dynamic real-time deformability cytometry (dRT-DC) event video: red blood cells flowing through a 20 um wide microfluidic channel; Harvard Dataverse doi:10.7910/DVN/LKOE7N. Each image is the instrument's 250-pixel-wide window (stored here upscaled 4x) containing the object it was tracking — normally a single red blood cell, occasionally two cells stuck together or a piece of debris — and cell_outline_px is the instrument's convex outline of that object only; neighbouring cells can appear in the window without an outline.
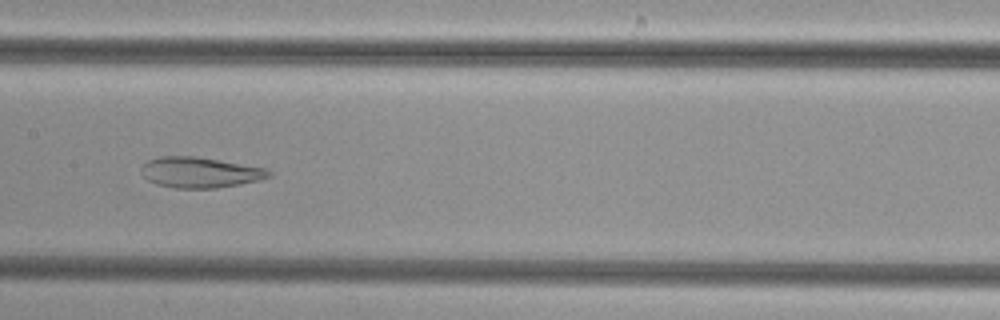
{"species": "common noctule bat (a hibernating species)", "species_latin": "Nyctalus noctula", "temperature_condition": "cold", "stored_images_in_passage": 44, "camera_frame_rate_fps": 3000, "um_per_image_px": 0.085, "animal": {"sex": "female", "body_mass_g": 29.2, "forearm_length_mm": 56.3}, "frame": {"image": 1, "passage_image": 25, "time_ms": 8.0, "image_size_px": [1000, 320], "cell_outline_px": [[272, 176], [260, 180], [216, 188], [176, 188], [156, 184], [148, 180], [144, 176], [140, 168], [148, 160], [160, 156], [196, 156], [264, 168], [272, 172]], "centroid_in_image_um": [16.98, 14.65], "position_along_channel_um": 190.4, "area_um2": 22.6}}
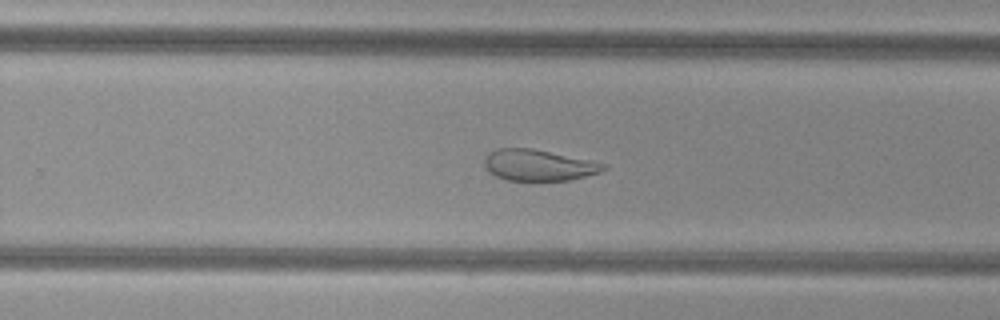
{"frame": {"image": 2, "passage_image": 32, "time_ms": 10.333, "image_size_px": [1000, 320], "cell_outline_px": [[608, 168], [600, 172], [568, 180], [504, 180], [488, 172], [484, 164], [484, 160], [496, 148], [532, 148], [592, 160], [608, 164]], "centroid_in_image_um": [45.8, 14.03], "position_along_channel_um": 284.0, "area_um2": 21.62}}
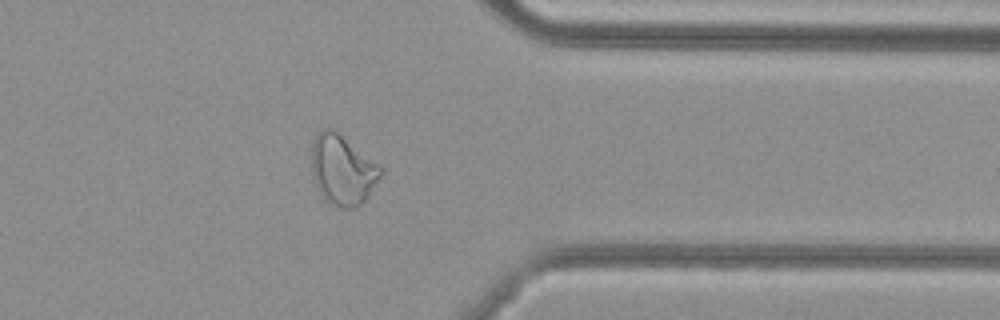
{"frame": {"image": 3, "passage_image": 40, "time_ms": 13.0, "image_size_px": [1000, 320], "cell_outline_px": [[384, 172], [368, 196], [360, 204], [352, 208], [344, 208], [328, 204], [324, 200], [312, 176], [312, 140], [324, 128], [336, 128], [380, 164], [384, 168]], "centroid_in_image_um": [29.14, 14.4], "position_along_channel_um": 382.3, "area_um2": 28.78}}